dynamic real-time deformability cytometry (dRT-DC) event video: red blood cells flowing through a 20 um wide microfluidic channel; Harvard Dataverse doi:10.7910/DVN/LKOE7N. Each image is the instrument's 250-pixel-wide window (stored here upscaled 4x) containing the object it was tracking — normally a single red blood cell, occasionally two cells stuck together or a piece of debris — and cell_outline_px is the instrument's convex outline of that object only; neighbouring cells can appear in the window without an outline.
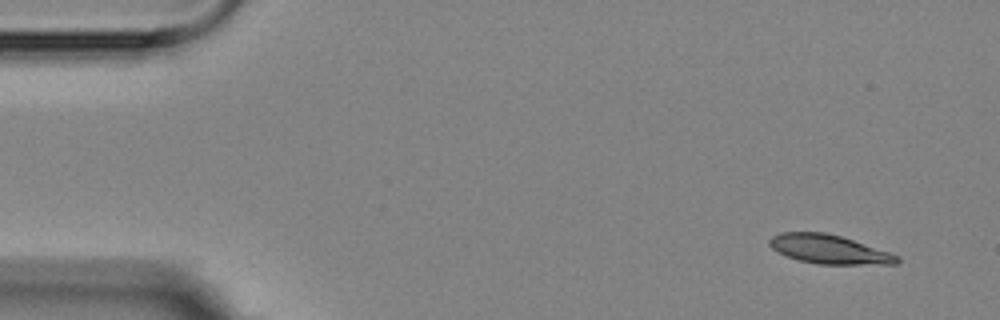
{"species": "Egyptian fruit bat (a non-hibernating species)", "species_latin": "Rousettus aegyptiacus", "temperature_condition": "room temperature", "stored_images_in_passage": 4, "camera_frame_rate_fps": 3000, "um_per_image_px": 0.085, "animal": {"sex": "female"}, "frame": {"image": 1, "passage_image": 1, "time_ms": 0.0, "image_size_px": [1000, 320], "cell_outline_px": [[900, 260], [896, 264], [820, 264], [800, 260], [776, 252], [768, 244], [768, 240], [772, 236], [780, 232], [824, 232], [840, 236], [900, 256]], "centroid_in_image_um": [70.43, 21.18], "position_along_channel_um": 14.6, "area_um2": 21.27}}
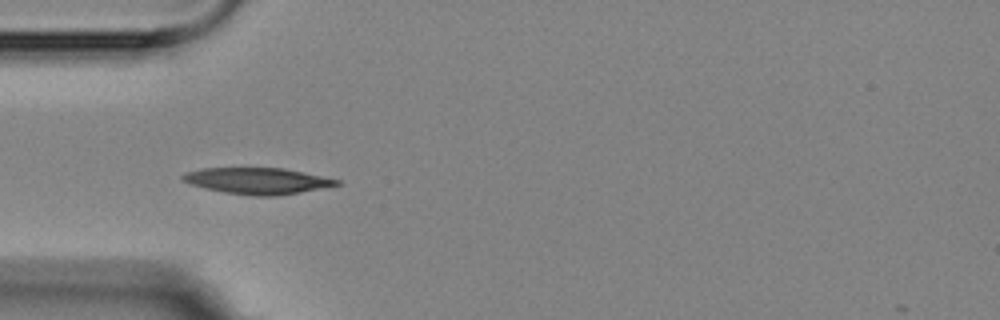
{"frame": {"image": 2, "passage_image": 4, "time_ms": 4.333, "image_size_px": [1000, 320], "cell_outline_px": [[344, 184], [300, 192], [276, 196], [252, 196], [224, 192], [204, 188], [180, 180], [180, 176], [184, 172], [204, 168], [284, 168], [304, 172], [340, 180]], "centroid_in_image_um": [21.88, 15.37], "position_along_channel_um": 63.1, "area_um2": 23.7}}